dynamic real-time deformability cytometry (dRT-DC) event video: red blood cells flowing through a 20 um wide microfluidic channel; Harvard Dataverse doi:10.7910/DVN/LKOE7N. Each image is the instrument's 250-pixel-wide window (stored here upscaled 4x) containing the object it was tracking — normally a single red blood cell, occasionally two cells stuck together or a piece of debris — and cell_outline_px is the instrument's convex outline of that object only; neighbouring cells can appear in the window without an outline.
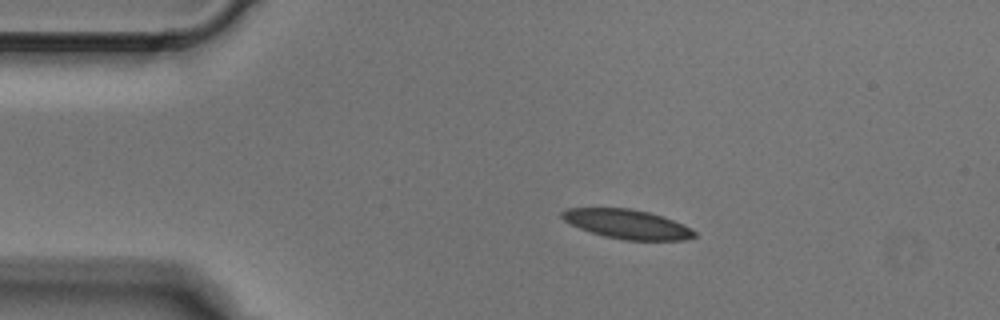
{"species": "Egyptian fruit bat (a non-hibernating species)", "species_latin": "Rousettus aegyptiacus", "temperature_condition": "cold", "stored_images_in_passage": 3, "camera_frame_rate_fps": 3000, "um_per_image_px": 0.085, "animal": {"sex": "male"}, "frame": {"image": 1, "passage_image": 2, "time_ms": 0.333, "image_size_px": [1000, 320], "cell_outline_px": [[696, 236], [684, 240], [624, 240], [604, 236], [580, 228], [564, 220], [560, 216], [560, 212], [564, 208], [628, 208], [648, 212], [684, 224], [692, 228], [696, 232]], "centroid_in_image_um": [53.31, 19.05], "position_along_channel_um": 31.7, "area_um2": 22.48}}